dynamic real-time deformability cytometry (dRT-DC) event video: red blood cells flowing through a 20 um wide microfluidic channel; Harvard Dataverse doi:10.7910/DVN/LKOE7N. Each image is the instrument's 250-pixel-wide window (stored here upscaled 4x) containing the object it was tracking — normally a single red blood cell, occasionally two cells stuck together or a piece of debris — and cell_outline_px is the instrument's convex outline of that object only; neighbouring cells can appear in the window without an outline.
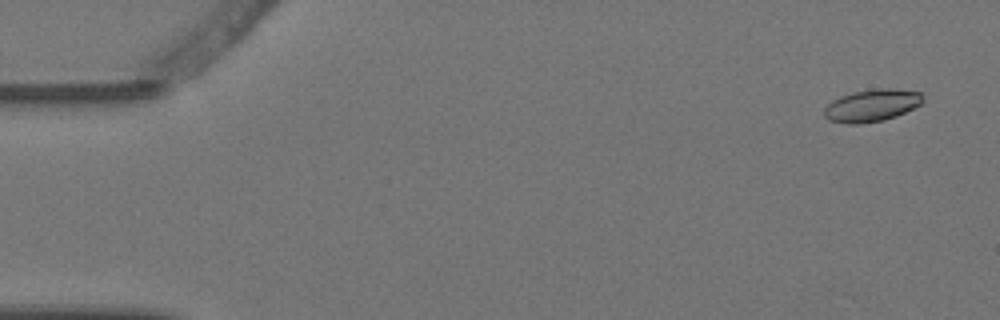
{"species": "Egyptian fruit bat (a non-hibernating species)", "species_latin": "Rousettus aegyptiacus", "temperature_condition": "warm", "stored_images_in_passage": 4, "camera_frame_rate_fps": 3000, "um_per_image_px": 0.085, "animal": {"sex": "female"}, "frame": {"image": 1, "passage_image": 1, "time_ms": 0.0, "image_size_px": [1000, 320], "cell_outline_px": [[924, 100], [920, 104], [896, 116], [884, 120], [860, 124], [848, 124], [828, 120], [824, 116], [824, 108], [832, 100], [840, 96], [852, 92], [884, 88], [888, 88], [924, 92]], "centroid_in_image_um": [74.1, 8.96], "position_along_channel_um": 10.9, "area_um2": 18.61}}